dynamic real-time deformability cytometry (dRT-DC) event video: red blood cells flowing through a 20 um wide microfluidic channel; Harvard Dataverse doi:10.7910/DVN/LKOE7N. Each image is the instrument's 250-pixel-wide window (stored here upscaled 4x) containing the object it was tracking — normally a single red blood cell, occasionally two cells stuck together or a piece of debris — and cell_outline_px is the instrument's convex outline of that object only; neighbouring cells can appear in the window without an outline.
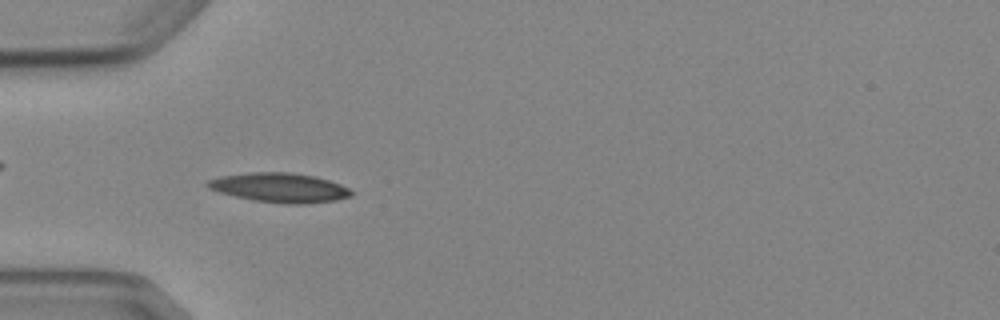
{"species": "Egyptian fruit bat (a non-hibernating species)", "species_latin": "Rousettus aegyptiacus", "temperature_condition": "cold", "stored_images_in_passage": 6, "camera_frame_rate_fps": 3000, "um_per_image_px": 0.085, "animal": {"sex": "female"}, "frame": {"image": 1, "passage_image": 3, "time_ms": 3.333, "image_size_px": [1000, 320], "cell_outline_px": [[352, 196], [336, 200], [304, 204], [288, 204], [252, 200], [220, 192], [208, 188], [204, 184], [208, 180], [220, 176], [252, 172], [292, 172], [312, 176], [328, 180], [340, 184], [348, 188], [352, 192]], "centroid_in_image_um": [23.75, 15.95], "position_along_channel_um": 61.2, "area_um2": 24.51}}
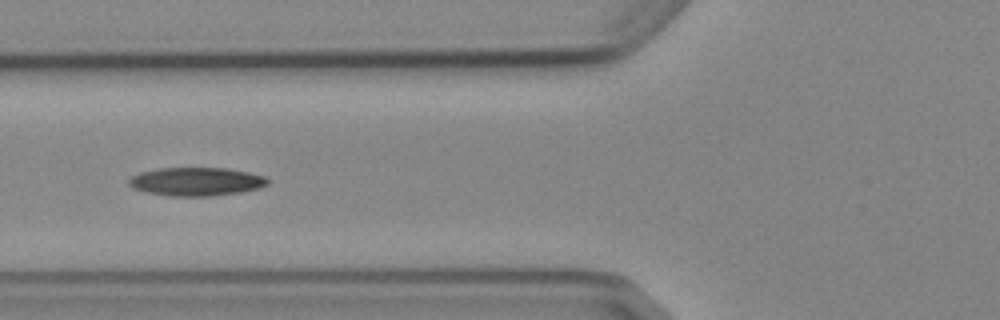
{"frame": {"image": 2, "passage_image": 4, "time_ms": 4.667, "image_size_px": [1000, 320], "cell_outline_px": [[268, 184], [260, 188], [240, 192], [212, 196], [168, 196], [148, 192], [132, 188], [128, 184], [128, 180], [132, 176], [140, 172], [156, 168], [224, 168], [248, 172], [264, 176], [268, 180]], "centroid_in_image_um": [16.66, 15.43], "position_along_channel_um": 109.1, "area_um2": 23.0}}
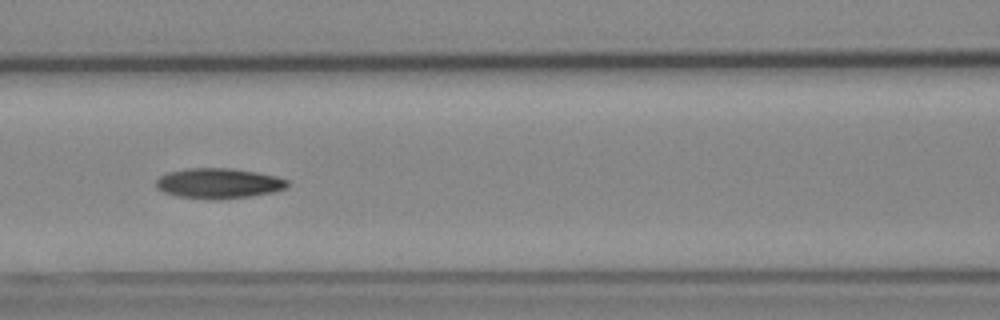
{"frame": {"image": 3, "passage_image": 5, "time_ms": 5.667, "image_size_px": [1000, 320], "cell_outline_px": [[288, 188], [272, 192], [248, 196], [216, 200], [208, 200], [176, 196], [164, 192], [156, 188], [156, 180], [160, 176], [168, 172], [184, 168], [232, 168], [256, 172], [276, 176], [288, 180]], "centroid_in_image_um": [18.56, 15.58], "position_along_channel_um": 148.0, "area_um2": 23.35}}